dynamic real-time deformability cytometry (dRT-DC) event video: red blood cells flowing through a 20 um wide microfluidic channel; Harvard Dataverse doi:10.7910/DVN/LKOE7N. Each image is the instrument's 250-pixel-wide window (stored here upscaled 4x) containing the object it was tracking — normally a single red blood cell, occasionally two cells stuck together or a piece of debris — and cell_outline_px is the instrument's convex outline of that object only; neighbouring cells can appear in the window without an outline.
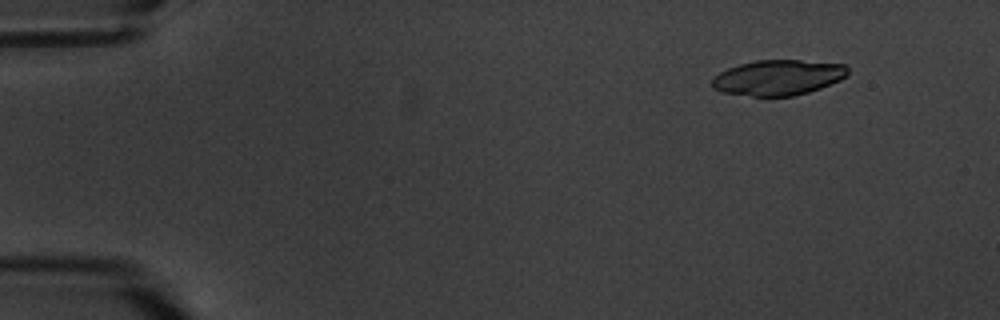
{"species": "common noctule bat (a hibernating species)", "species_latin": "Nyctalus noctula", "temperature_condition": "warm", "stored_images_in_passage": 7, "camera_frame_rate_fps": 3000, "um_per_image_px": 0.085, "animal": {"sex": "male", "body_mass_g": 20.1, "forearm_length_mm": 53.5}, "frame": {"image": 1, "passage_image": 2, "time_ms": 1.333, "image_size_px": [1000, 320], "cell_outline_px": [[848, 76], [840, 80], [820, 88], [808, 92], [792, 96], [752, 96], [720, 92], [712, 88], [712, 80], [720, 72], [728, 68], [740, 64], [756, 60], [800, 60], [844, 64], [848, 68]], "centroid_in_image_um": [66.14, 6.59], "position_along_channel_um": 18.9, "area_um2": 27.98}}